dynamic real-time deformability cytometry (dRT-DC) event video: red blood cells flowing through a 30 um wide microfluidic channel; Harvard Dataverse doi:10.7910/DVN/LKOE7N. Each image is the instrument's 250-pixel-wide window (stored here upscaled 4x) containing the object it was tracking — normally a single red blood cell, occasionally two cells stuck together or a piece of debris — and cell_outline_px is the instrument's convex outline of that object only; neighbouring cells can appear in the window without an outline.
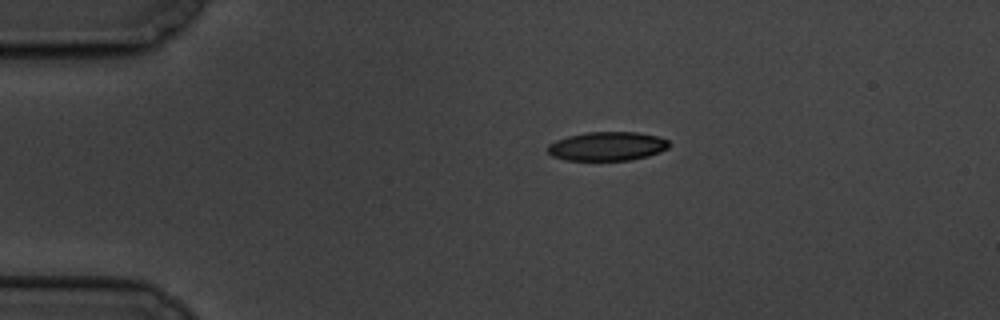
{"species": "common noctule bat (a hibernating species)", "species_latin": "Nyctalus noctula", "temperature_condition": "cold", "stored_images_in_passage": 5, "camera_frame_rate_fps": 3000, "um_per_image_px": 0.085, "animal": {"sex": "male", "body_mass_g": 19.5, "forearm_length_mm": 54.6}, "frame": {"image": 1, "passage_image": 1, "time_ms": 0.0, "image_size_px": [1000, 320], "cell_outline_px": [[672, 144], [668, 148], [660, 152], [648, 156], [628, 160], [564, 160], [552, 156], [548, 152], [548, 144], [556, 140], [568, 136], [588, 132], [636, 132], [660, 136], [668, 140]], "centroid_in_image_um": [51.64, 12.43], "position_along_channel_um": 33.4, "area_um2": 20.58}}
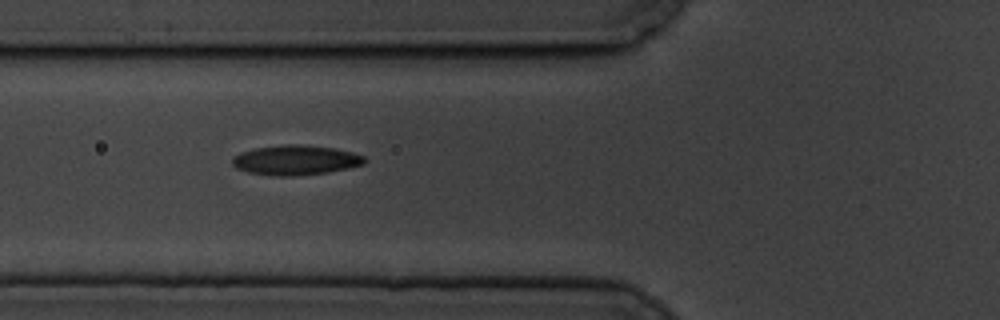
{"frame": {"image": 2, "passage_image": 4, "time_ms": 3.333, "image_size_px": [1000, 320], "cell_outline_px": [[368, 160], [364, 164], [348, 168], [328, 172], [292, 176], [272, 176], [248, 172], [236, 168], [232, 164], [232, 156], [240, 152], [252, 148], [284, 144], [300, 144], [336, 148], [352, 152], [364, 156]], "centroid_in_image_um": [25.11, 13.6], "position_along_channel_um": 100.7, "area_um2": 23.29}}
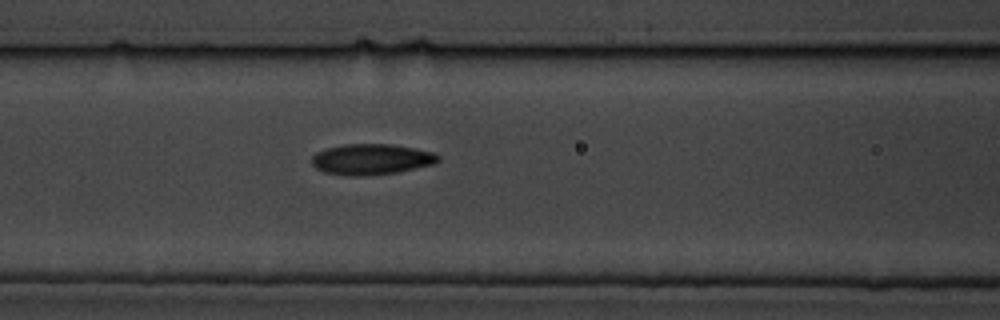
{"frame": {"image": 3, "passage_image": 5, "time_ms": 4.333, "image_size_px": [1000, 320], "cell_outline_px": [[440, 160], [436, 164], [396, 172], [368, 176], [348, 176], [324, 172], [316, 168], [312, 164], [312, 156], [316, 152], [328, 148], [344, 144], [392, 144], [432, 152], [440, 156]], "centroid_in_image_um": [31.57, 13.55], "position_along_channel_um": 135.0, "area_um2": 22.72}}